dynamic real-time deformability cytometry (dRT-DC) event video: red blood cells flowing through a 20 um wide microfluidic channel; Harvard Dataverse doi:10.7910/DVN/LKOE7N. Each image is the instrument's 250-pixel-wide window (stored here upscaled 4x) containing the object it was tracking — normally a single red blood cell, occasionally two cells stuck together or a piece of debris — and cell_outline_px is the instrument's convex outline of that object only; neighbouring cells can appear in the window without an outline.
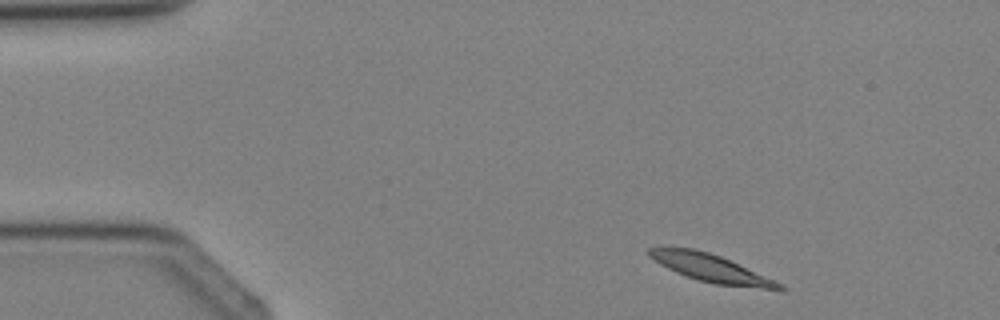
{"species": "Egyptian fruit bat (a non-hibernating species)", "species_latin": "Rousettus aegyptiacus", "temperature_condition": "cold", "stored_images_in_passage": 3, "camera_frame_rate_fps": 3000, "um_per_image_px": 0.085, "animal": {"sex": "female"}, "frame": {"image": 1, "passage_image": 1, "time_ms": 0.0, "image_size_px": [1000, 320], "cell_outline_px": [[788, 288], [764, 288], [716, 284], [700, 280], [676, 272], [660, 264], [648, 256], [648, 248], [692, 248], [708, 252], [720, 256], [784, 284]], "centroid_in_image_um": [60.41, 22.78], "position_along_channel_um": 24.6, "area_um2": 20.23}}
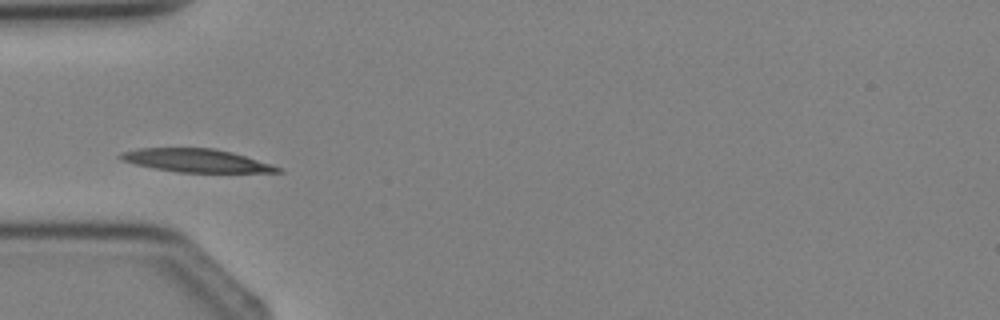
{"frame": {"image": 2, "passage_image": 3, "time_ms": 2.333, "image_size_px": [1000, 320], "cell_outline_px": [[284, 172], [176, 172], [152, 168], [120, 160], [116, 156], [120, 152], [140, 148], [216, 148], [232, 152], [272, 164], [284, 168]], "centroid_in_image_um": [16.67, 13.64], "position_along_channel_um": 68.3, "area_um2": 21.39}}